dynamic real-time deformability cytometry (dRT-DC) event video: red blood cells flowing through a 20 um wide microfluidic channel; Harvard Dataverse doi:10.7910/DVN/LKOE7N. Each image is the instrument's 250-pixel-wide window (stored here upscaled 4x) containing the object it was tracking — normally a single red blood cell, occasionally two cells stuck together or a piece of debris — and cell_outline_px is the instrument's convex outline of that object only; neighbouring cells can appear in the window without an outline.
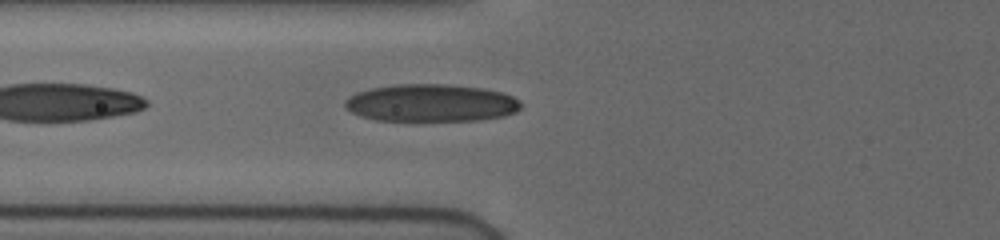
{"species": "human", "species_latin": "Homo sapiens", "temperature_condition": "cold", "stored_images_in_passage": 34, "camera_frame_rate_fps": 3000, "um_per_image_px": 0.085, "donor": {"sex": "female"}, "frame": {"image": 1, "passage_image": 3, "time_ms": 0.667, "image_size_px": [1000, 240], "cell_outline_px": [[524, 104], [516, 112], [504, 116], [480, 120], [376, 120], [360, 116], [352, 112], [344, 104], [344, 100], [348, 96], [356, 92], [372, 88], [396, 84], [444, 84], [484, 88], [500, 92], [512, 96], [520, 100]], "centroid_in_image_um": [36.66, 8.74], "position_along_channel_um": 89.1, "area_um2": 38.49}}
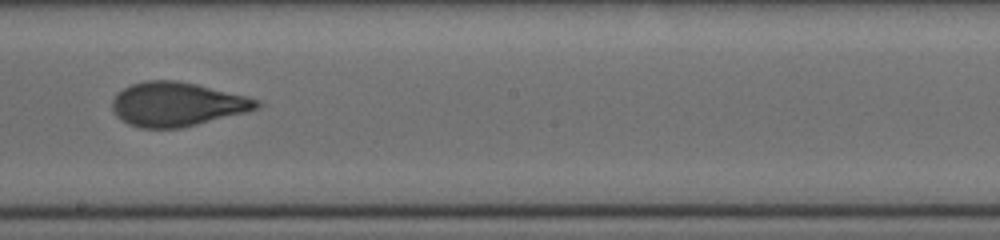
{"frame": {"image": 2, "passage_image": 14, "time_ms": 4.333, "image_size_px": [1000, 240], "cell_outline_px": [[264, 104], [256, 108], [244, 112], [180, 128], [140, 128], [128, 124], [120, 120], [116, 116], [112, 108], [112, 100], [124, 88], [132, 84], [144, 80], [176, 80], [196, 84], [248, 96], [260, 100]], "centroid_in_image_um": [15.03, 8.85], "position_along_channel_um": 233.2, "area_um2": 36.93}}
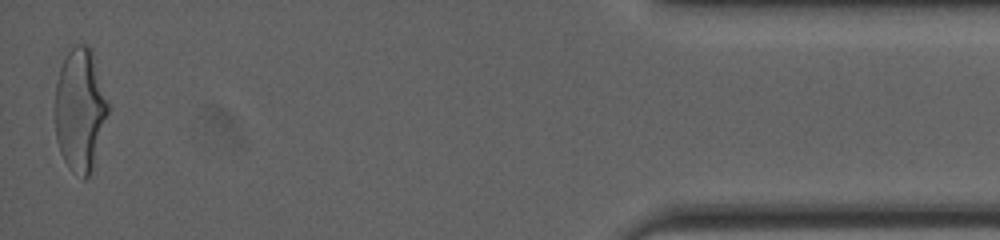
{"frame": {"image": 3, "passage_image": 34, "time_ms": 11.0, "image_size_px": [1000, 240], "cell_outline_px": [[108, 112], [92, 168], [88, 176], [84, 180], [72, 172], [68, 168], [60, 152], [56, 136], [56, 84], [60, 68], [72, 44], [88, 44], [92, 48], [108, 104]], "centroid_in_image_um": [6.8, 9.31], "position_along_channel_um": 428.4, "area_um2": 37.63}, "authors_computed_cell_mechanics": {"area_um2": 36.992, "velocity_mm_per_s": 3.9098, "shape_relaxation_time_tau1_ms": 4.5479, "shape_relaxation_time_tau2_ms": 0.8807, "deformation_change_tau1": 0.1904, "deformation_change_tau2": 0.0655}}